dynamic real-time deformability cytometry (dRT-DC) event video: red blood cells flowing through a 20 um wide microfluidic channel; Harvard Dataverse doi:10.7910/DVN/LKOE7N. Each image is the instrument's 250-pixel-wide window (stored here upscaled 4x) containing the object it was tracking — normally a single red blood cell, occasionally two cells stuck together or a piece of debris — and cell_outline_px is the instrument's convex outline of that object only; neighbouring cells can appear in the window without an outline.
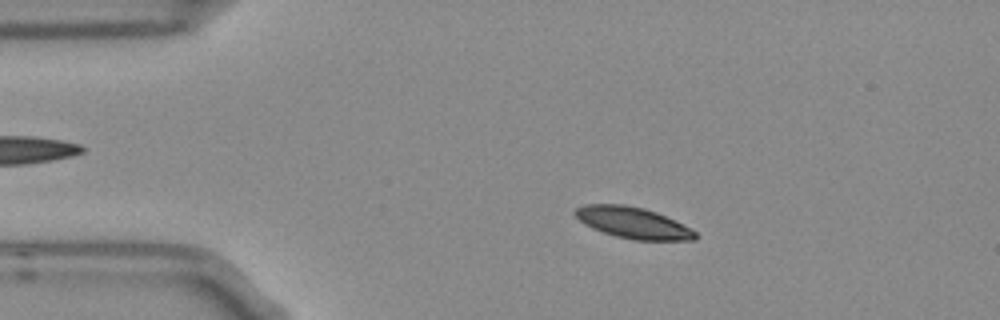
{"species": "Egyptian fruit bat (a non-hibernating species)", "species_latin": "Rousettus aegyptiacus", "temperature_condition": "room temperature", "stored_images_in_passage": 7, "camera_frame_rate_fps": 3000, "um_per_image_px": 0.085, "frame": {"image": 1, "passage_image": 4, "time_ms": 1.0, "image_size_px": [1000, 320], "cell_outline_px": [[696, 240], [632, 240], [616, 236], [592, 228], [584, 224], [572, 212], [576, 208], [584, 204], [624, 204], [644, 208], [656, 212], [692, 228], [696, 232]], "centroid_in_image_um": [53.8, 18.93], "position_along_channel_um": 31.2, "area_um2": 21.91}}
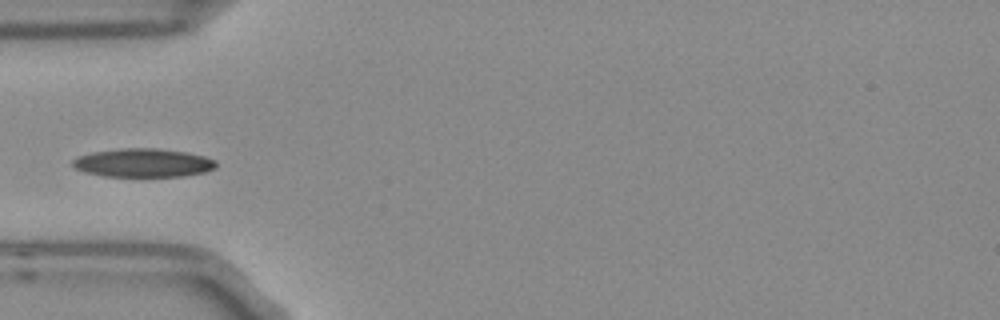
{"frame": {"image": 2, "passage_image": 6, "time_ms": 1.667, "image_size_px": [1000, 320], "cell_outline_px": [[216, 168], [204, 172], [184, 176], [104, 176], [84, 172], [76, 168], [72, 164], [72, 160], [80, 156], [92, 152], [124, 148], [156, 148], [184, 152], [204, 156], [216, 160]], "centroid_in_image_um": [12.18, 13.84], "position_along_channel_um": 72.8, "area_um2": 23.7}}
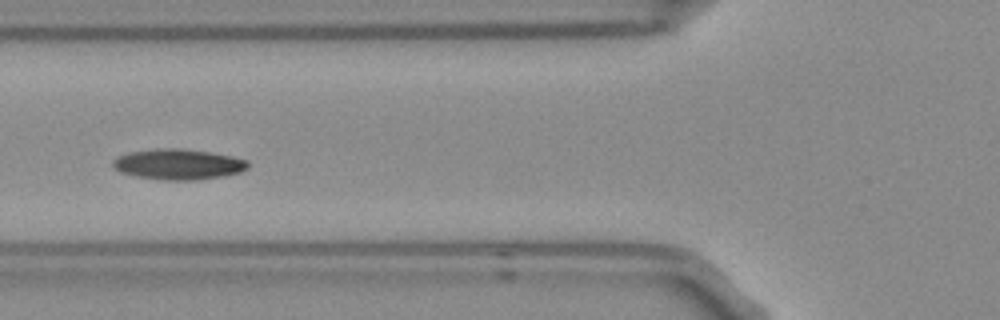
{"frame": {"image": 3, "passage_image": 7, "time_ms": 2.0, "image_size_px": [1000, 320], "cell_outline_px": [[248, 168], [240, 172], [224, 176], [196, 180], [168, 180], [136, 176], [120, 172], [112, 168], [112, 160], [128, 152], [156, 148], [180, 148], [212, 152], [232, 156], [248, 160]], "centroid_in_image_um": [15.15, 13.95], "position_along_channel_um": 110.6, "area_um2": 24.22}}